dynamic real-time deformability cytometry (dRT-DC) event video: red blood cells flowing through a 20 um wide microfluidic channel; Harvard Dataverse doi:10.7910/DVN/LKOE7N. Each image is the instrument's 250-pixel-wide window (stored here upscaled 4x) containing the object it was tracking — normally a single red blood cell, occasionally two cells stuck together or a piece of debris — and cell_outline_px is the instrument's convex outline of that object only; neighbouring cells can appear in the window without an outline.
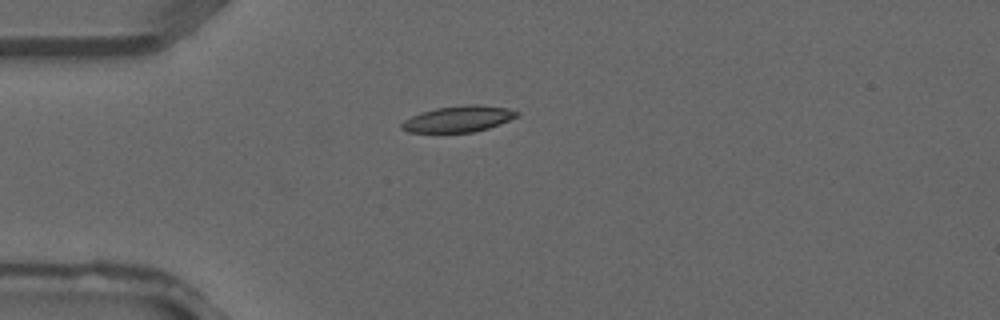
{"species": "common noctule bat (a hibernating species)", "species_latin": "Nyctalus noctula", "temperature_condition": "warm", "stored_images_in_passage": 3, "camera_frame_rate_fps": 3000, "um_per_image_px": 0.085, "animal": {"sex": "male", "forearm_length_mm": 52.5}, "frame": {"image": 1, "passage_image": 3, "time_ms": 0.667, "image_size_px": [1000, 320], "cell_outline_px": [[520, 112], [516, 116], [500, 124], [488, 128], [472, 132], [408, 132], [400, 128], [400, 124], [404, 120], [420, 112], [436, 108], [472, 104], [480, 104], [508, 108]], "centroid_in_image_um": [38.95, 10.1], "position_along_channel_um": 46.1, "area_um2": 17.46}}